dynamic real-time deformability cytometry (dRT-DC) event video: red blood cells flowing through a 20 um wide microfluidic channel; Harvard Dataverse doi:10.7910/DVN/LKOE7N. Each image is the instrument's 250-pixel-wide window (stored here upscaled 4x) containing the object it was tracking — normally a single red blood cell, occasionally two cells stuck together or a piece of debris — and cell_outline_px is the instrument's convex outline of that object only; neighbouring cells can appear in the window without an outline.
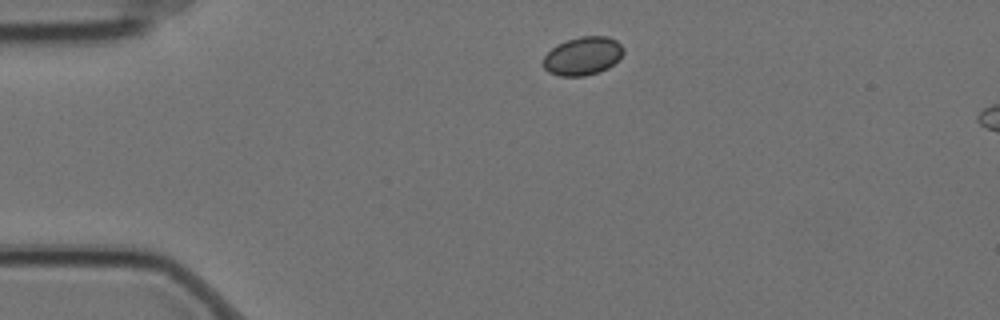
{"species": "Egyptian fruit bat (a non-hibernating species)", "species_latin": "Rousettus aegyptiacus", "temperature_condition": "cold", "stored_images_in_passage": 3, "camera_frame_rate_fps": 3000, "um_per_image_px": 0.085, "animal": {"sex": "female"}, "frame": {"image": 1, "passage_image": 1, "time_ms": 0.0, "image_size_px": [1000, 320], "cell_outline_px": [[624, 52], [608, 68], [600, 72], [584, 76], [560, 76], [548, 72], [544, 68], [544, 56], [556, 44], [580, 36], [608, 36], [616, 40], [624, 48]], "centroid_in_image_um": [49.53, 4.76], "position_along_channel_um": 35.5, "area_um2": 17.86}}